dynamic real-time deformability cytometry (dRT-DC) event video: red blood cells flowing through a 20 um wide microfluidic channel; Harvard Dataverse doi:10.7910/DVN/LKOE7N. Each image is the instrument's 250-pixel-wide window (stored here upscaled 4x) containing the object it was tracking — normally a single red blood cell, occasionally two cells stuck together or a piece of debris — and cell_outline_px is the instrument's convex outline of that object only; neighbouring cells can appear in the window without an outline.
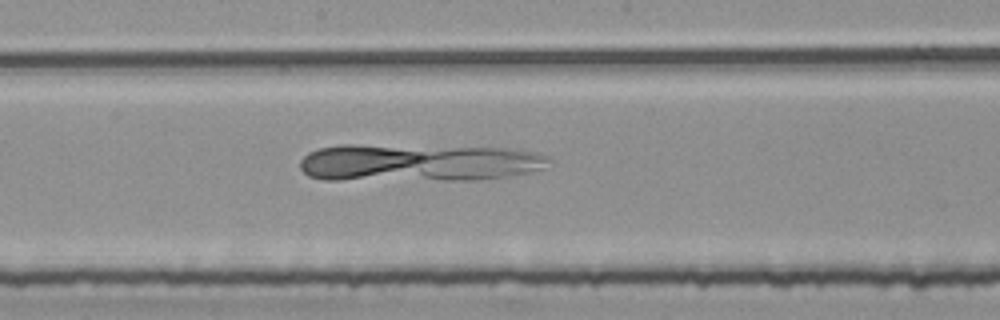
{"species": "common noctule bat (a hibernating species)", "species_latin": "Nyctalus noctula", "temperature_condition": "room temperature", "stored_images_in_passage": 40, "camera_frame_rate_fps": 3000, "um_per_image_px": 0.085, "animal": {"sex": "female", "body_mass_g": 25.1}, "frame": {"image": 1, "passage_image": 29, "time_ms": 9.333, "image_size_px": [1000, 320], "cell_outline_px": [[552, 160], [544, 168], [528, 172], [508, 176], [472, 180], [324, 180], [308, 176], [300, 168], [300, 160], [308, 152], [320, 148], [336, 144], [352, 144], [520, 148], [552, 156]], "centroid_in_image_um": [35.59, 13.82], "position_along_channel_um": 212.6, "area_um2": 55.66}}